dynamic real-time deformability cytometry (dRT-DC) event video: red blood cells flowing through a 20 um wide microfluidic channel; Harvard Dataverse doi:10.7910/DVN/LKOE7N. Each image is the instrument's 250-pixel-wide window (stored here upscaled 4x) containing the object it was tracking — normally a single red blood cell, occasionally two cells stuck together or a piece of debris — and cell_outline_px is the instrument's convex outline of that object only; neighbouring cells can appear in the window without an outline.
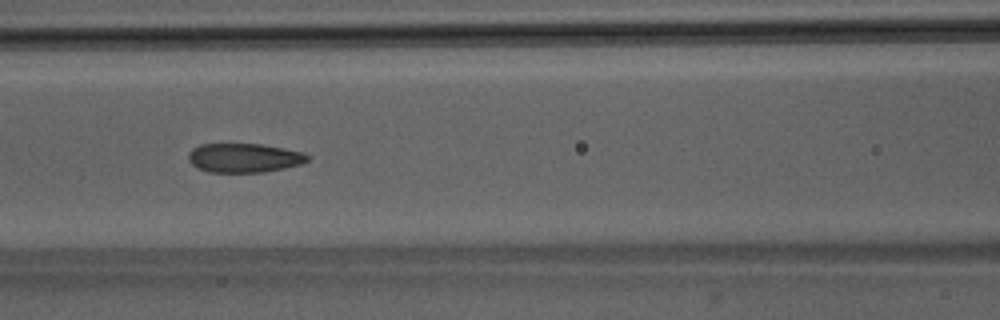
{"species": "Egyptian fruit bat (a non-hibernating species)", "species_latin": "Rousettus aegyptiacus", "temperature_condition": "room temperature", "stored_images_in_passage": 52, "segment_of_instrument_passage": [1, 2], "camera_frame_rate_fps": 3000, "um_per_image_px": 0.085, "animal": {"sex": "male"}, "frame": {"image": 1, "passage_image": 23, "time_ms": 7.333, "image_size_px": [1000, 320], "cell_outline_px": [[308, 160], [300, 164], [284, 168], [264, 172], [208, 172], [196, 168], [188, 160], [188, 152], [192, 148], [200, 144], [260, 144], [304, 152], [308, 156]], "centroid_in_image_um": [20.7, 13.42], "position_along_channel_um": 145.9, "area_um2": 20.23}}
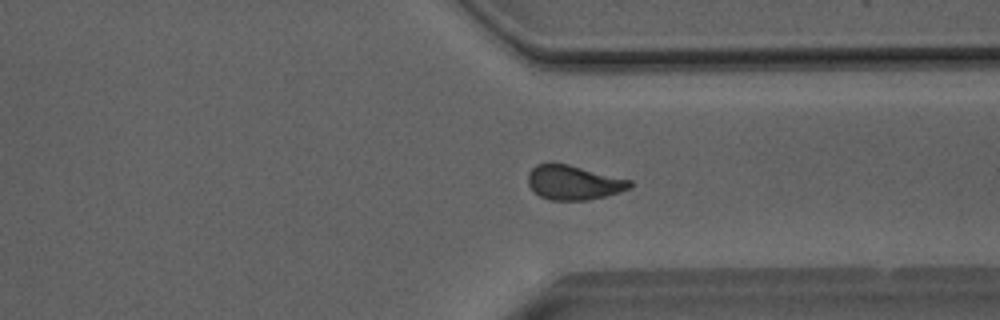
{"frame": {"image": 2, "passage_image": 39, "time_ms": 12.667, "image_size_px": [1000, 320], "cell_outline_px": [[632, 188], [620, 192], [588, 200], [552, 200], [540, 196], [528, 184], [528, 172], [536, 164], [548, 160], [568, 164], [632, 180]], "centroid_in_image_um": [48.74, 15.48], "position_along_channel_um": 362.7, "area_um2": 20.75}}
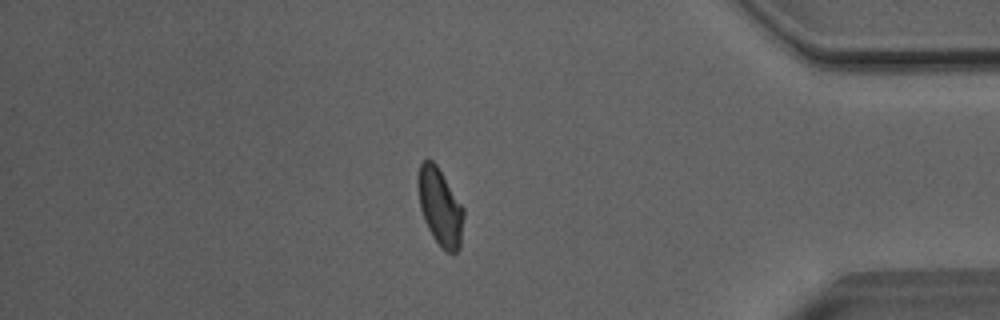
{"frame": {"image": 3, "passage_image": 44, "time_ms": 14.333, "image_size_px": [1000, 320], "cell_outline_px": [[464, 216], [460, 248], [456, 252], [448, 252], [432, 236], [424, 220], [420, 208], [416, 184], [416, 176], [420, 164], [424, 160], [432, 160], [436, 164], [464, 208]], "centroid_in_image_um": [37.38, 17.55], "position_along_channel_um": 397.8, "area_um2": 20.58}}